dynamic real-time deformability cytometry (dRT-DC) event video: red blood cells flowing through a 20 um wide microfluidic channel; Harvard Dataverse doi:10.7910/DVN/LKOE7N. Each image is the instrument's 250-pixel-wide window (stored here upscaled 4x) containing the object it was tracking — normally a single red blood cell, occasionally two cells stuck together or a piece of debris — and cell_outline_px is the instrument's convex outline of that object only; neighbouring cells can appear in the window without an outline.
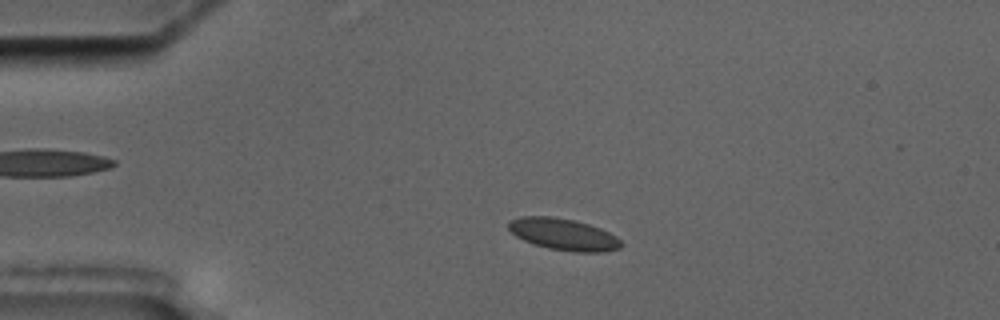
{"species": "common noctule bat (a hibernating species)", "species_latin": "Nyctalus noctula", "temperature_condition": "cold", "stored_images_in_passage": 3, "camera_frame_rate_fps": 3000, "um_per_image_px": 0.085, "animal": {"sex": "male", "body_mass_g": 17.5, "forearm_length_mm": 52.3}, "frame": {"image": 1, "passage_image": 2, "time_ms": 1.0, "image_size_px": [1000, 320], "cell_outline_px": [[624, 244], [620, 248], [604, 252], [572, 252], [548, 248], [532, 244], [516, 236], [508, 228], [508, 224], [512, 220], [520, 216], [552, 216], [576, 220], [600, 228], [616, 236]], "centroid_in_image_um": [47.91, 19.92], "position_along_channel_um": 37.1, "area_um2": 20.92}}